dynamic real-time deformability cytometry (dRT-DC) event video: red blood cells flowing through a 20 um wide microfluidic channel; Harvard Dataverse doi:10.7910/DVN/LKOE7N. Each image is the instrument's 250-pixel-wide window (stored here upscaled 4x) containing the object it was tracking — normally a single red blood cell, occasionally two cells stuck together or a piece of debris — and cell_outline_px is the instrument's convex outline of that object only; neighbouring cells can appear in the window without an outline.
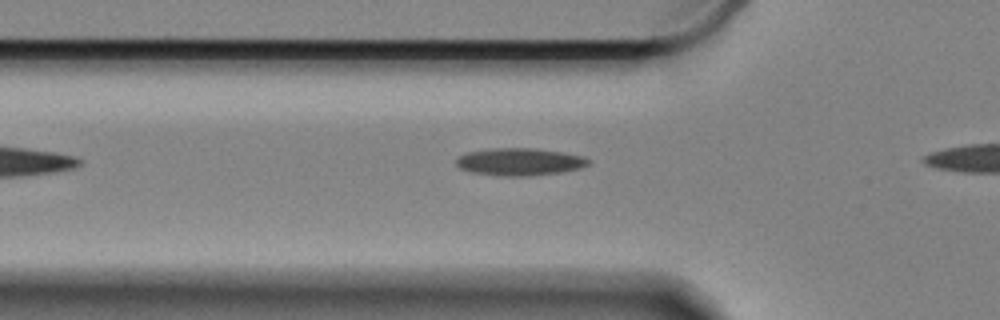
{"species": "Egyptian fruit bat (a non-hibernating species)", "species_latin": "Rousettus aegyptiacus", "temperature_condition": "cold", "stored_images_in_passage": 5, "camera_frame_rate_fps": 3000, "um_per_image_px": 0.085, "animal": {"sex": "female"}, "frame": {"image": 1, "passage_image": 3, "time_ms": 0.667, "image_size_px": [1000, 320], "cell_outline_px": [[592, 160], [588, 164], [580, 168], [560, 172], [524, 176], [508, 176], [472, 172], [460, 168], [456, 164], [456, 160], [460, 156], [468, 152], [488, 148], [536, 148], [564, 152], [584, 156]], "centroid_in_image_um": [44.2, 13.73], "position_along_channel_um": 81.6, "area_um2": 21.04}}